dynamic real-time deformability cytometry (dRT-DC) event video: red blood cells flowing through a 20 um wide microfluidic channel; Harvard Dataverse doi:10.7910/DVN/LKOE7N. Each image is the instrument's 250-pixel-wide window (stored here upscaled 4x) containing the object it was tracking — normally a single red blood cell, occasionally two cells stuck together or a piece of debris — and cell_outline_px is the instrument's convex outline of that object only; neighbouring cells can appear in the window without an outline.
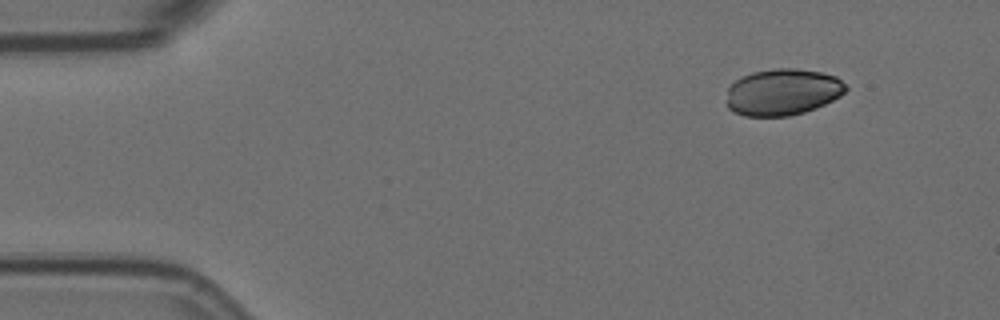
{"species": "Egyptian fruit bat (a non-hibernating species)", "species_latin": "Rousettus aegyptiacus", "temperature_condition": "room temperature", "stored_images_in_passage": 4, "camera_frame_rate_fps": 3000, "um_per_image_px": 0.085, "animal": {"sex": "female"}, "frame": {"image": 1, "passage_image": 1, "time_ms": 0.0, "image_size_px": [1000, 320], "cell_outline_px": [[848, 88], [840, 96], [816, 108], [804, 112], [788, 116], [744, 116], [732, 112], [728, 108], [728, 88], [736, 80], [752, 72], [776, 68], [796, 68], [820, 72], [836, 76]], "centroid_in_image_um": [66.52, 7.83], "position_along_channel_um": 18.5, "area_um2": 32.25}}